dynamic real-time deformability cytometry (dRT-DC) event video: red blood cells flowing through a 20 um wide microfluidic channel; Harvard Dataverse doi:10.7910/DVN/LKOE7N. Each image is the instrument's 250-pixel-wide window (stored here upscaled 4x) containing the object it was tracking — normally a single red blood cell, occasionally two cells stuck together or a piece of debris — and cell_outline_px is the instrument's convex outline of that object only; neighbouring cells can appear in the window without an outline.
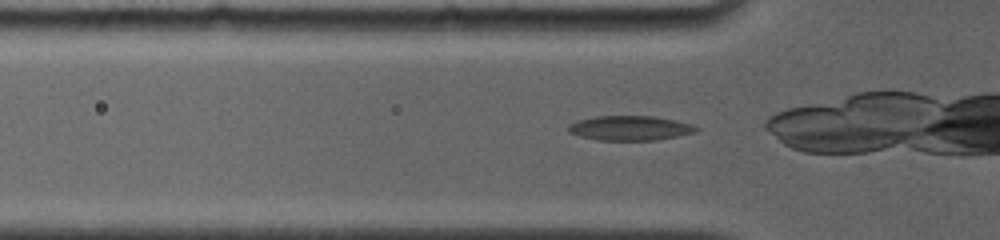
{"species": "common noctule bat (a hibernating species)", "species_latin": "Nyctalus noctula", "temperature_condition": "room temperature", "stored_images_in_passage": 41, "camera_frame_rate_fps": 4000, "um_per_image_px": 0.085, "animal": {"sex": "female", "body_mass_g": 19.0, "forearm_length_mm": 56.7}, "frame": {"image": 1, "passage_image": 2, "time_ms": 0.25, "image_size_px": [1000, 240], "cell_outline_px": [[700, 128], [696, 132], [656, 140], [600, 140], [580, 136], [568, 132], [568, 124], [580, 120], [596, 116], [656, 116], [676, 120], [692, 124]], "centroid_in_image_um": [53.57, 10.88], "position_along_channel_um": 72.2, "area_um2": 18.32}}
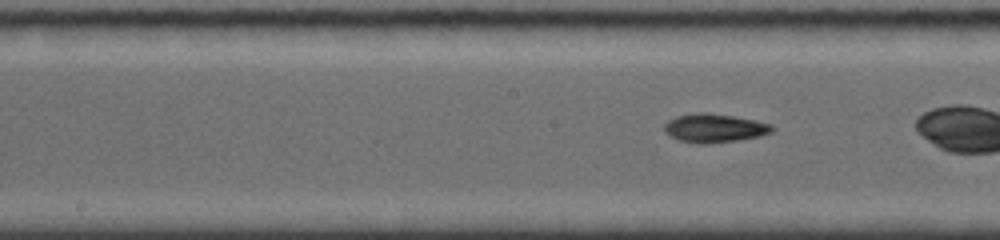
{"frame": {"image": 2, "passage_image": 14, "time_ms": 3.25, "image_size_px": [1000, 240], "cell_outline_px": [[776, 128], [772, 132], [760, 136], [736, 140], [708, 144], [696, 144], [680, 140], [668, 136], [664, 132], [664, 124], [668, 120], [676, 116], [696, 112], [708, 112], [732, 116], [772, 124]], "centroid_in_image_um": [60.69, 10.89], "position_along_channel_um": 187.5, "area_um2": 18.15}}
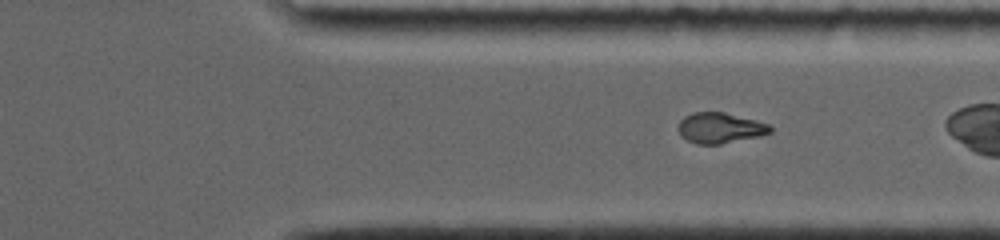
{"frame": {"image": 3, "passage_image": 31, "time_ms": 7.5, "image_size_px": [1000, 240], "cell_outline_px": [[772, 132], [760, 136], [720, 144], [696, 144], [680, 136], [680, 120], [684, 116], [692, 112], [724, 112], [772, 124]], "centroid_in_image_um": [61.24, 10.87], "position_along_channel_um": 350.2, "area_um2": 16.42}}